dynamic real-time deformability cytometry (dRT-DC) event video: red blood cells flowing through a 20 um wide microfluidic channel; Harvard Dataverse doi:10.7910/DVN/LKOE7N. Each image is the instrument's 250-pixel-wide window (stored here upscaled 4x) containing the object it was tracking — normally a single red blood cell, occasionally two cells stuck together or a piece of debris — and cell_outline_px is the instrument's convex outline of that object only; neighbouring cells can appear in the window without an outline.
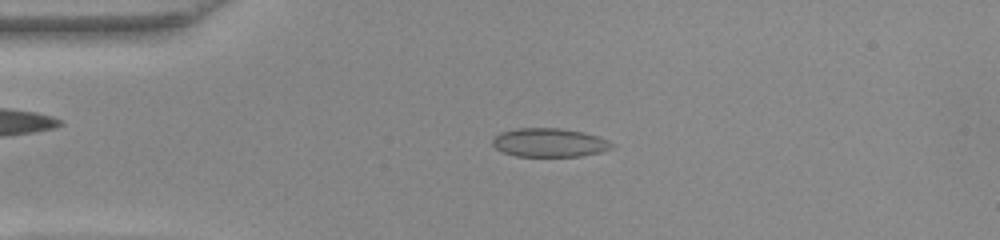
{"species": "common noctule bat (a hibernating species)", "species_latin": "Nyctalus noctula", "temperature_condition": "warm", "stored_images_in_passage": 41, "camera_frame_rate_fps": 3000, "um_per_image_px": 0.085, "animal": {"sex": "female", "body_mass_g": 22.0, "forearm_length_mm": 56.7}, "frame": {"image": 1, "passage_image": 7, "time_ms": 2.0, "image_size_px": [1000, 240], "cell_outline_px": [[616, 144], [612, 148], [600, 152], [580, 156], [516, 156], [504, 152], [496, 148], [492, 144], [492, 140], [500, 132], [520, 128], [560, 128], [584, 132], [608, 140]], "centroid_in_image_um": [46.72, 12.12], "position_along_channel_um": 38.3, "area_um2": 19.88}}
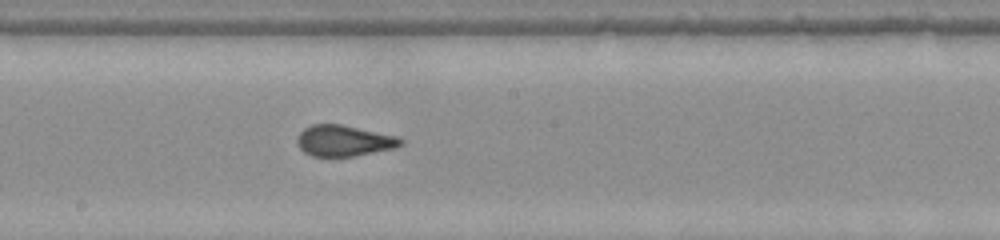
{"frame": {"image": 2, "passage_image": 23, "time_ms": 7.333, "image_size_px": [1000, 240], "cell_outline_px": [[404, 144], [396, 148], [356, 156], [312, 156], [304, 152], [300, 148], [296, 140], [296, 136], [304, 128], [312, 124], [340, 124], [396, 136], [404, 140]], "centroid_in_image_um": [29.23, 11.97], "position_along_channel_um": 219.0, "area_um2": 18.79}}
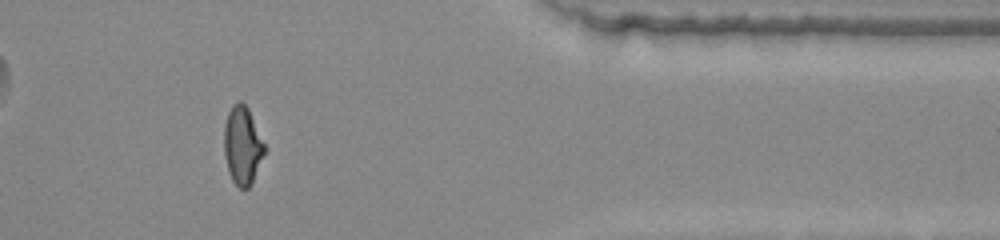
{"frame": {"image": 3, "passage_image": 38, "time_ms": 12.333, "image_size_px": [1000, 240], "cell_outline_px": [[264, 152], [252, 184], [248, 188], [240, 188], [232, 180], [228, 172], [224, 156], [224, 124], [228, 112], [232, 104], [240, 100], [248, 108], [264, 144]], "centroid_in_image_um": [20.57, 12.36], "position_along_channel_um": 390.8, "area_um2": 18.26}}